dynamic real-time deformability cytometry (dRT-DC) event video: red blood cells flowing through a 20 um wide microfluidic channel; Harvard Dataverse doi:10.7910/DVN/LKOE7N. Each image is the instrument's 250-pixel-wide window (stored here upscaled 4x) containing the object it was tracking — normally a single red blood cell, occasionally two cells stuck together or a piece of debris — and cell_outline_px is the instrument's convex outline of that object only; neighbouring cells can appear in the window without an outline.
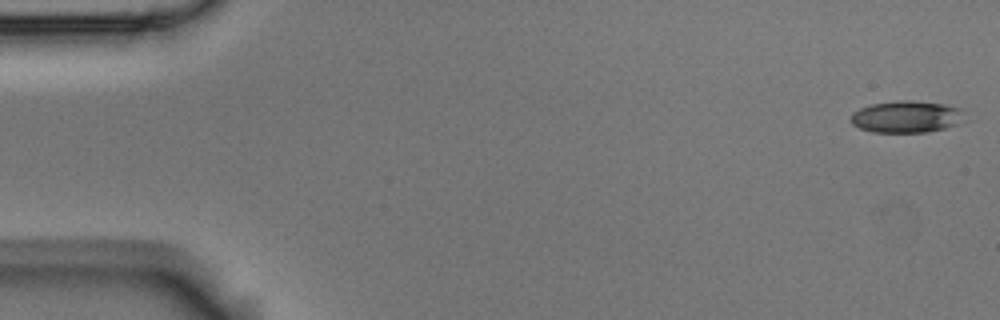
{"species": "Egyptian fruit bat (a non-hibernating species)", "species_latin": "Rousettus aegyptiacus", "temperature_condition": "room temperature", "stored_images_in_passage": 53, "camera_frame_rate_fps": 3000, "um_per_image_px": 0.085, "animal": {"sex": "male"}, "frame": {"image": 1, "passage_image": 1, "time_ms": 0.0, "image_size_px": [1000, 320], "cell_outline_px": [[960, 108], [956, 124], [944, 128], [928, 132], [872, 132], [860, 128], [852, 124], [848, 120], [852, 112], [860, 108], [872, 104], [896, 100], [912, 100], [944, 104]], "centroid_in_image_um": [76.9, 9.92], "position_along_channel_um": 8.1, "area_um2": 20.81}}
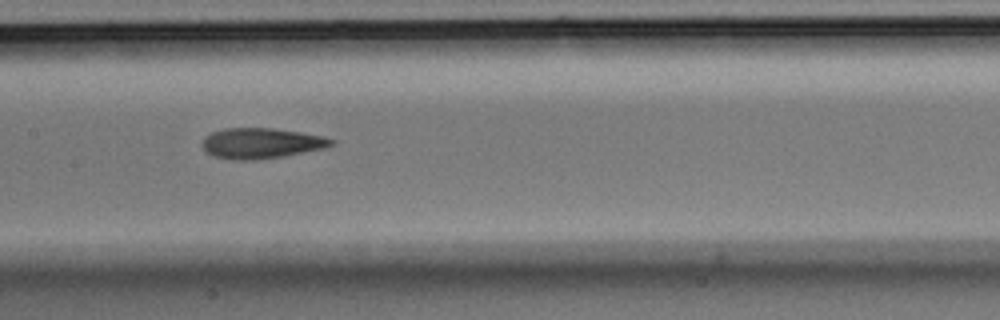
{"frame": {"image": 2, "passage_image": 26, "time_ms": 8.333, "image_size_px": [1000, 320], "cell_outline_px": [[336, 140], [332, 144], [324, 148], [284, 156], [256, 160], [232, 160], [212, 156], [204, 152], [200, 144], [204, 136], [212, 132], [224, 128], [272, 128], [300, 132], [320, 136]], "centroid_in_image_um": [22.11, 12.18], "position_along_channel_um": 185.3, "area_um2": 23.12}}
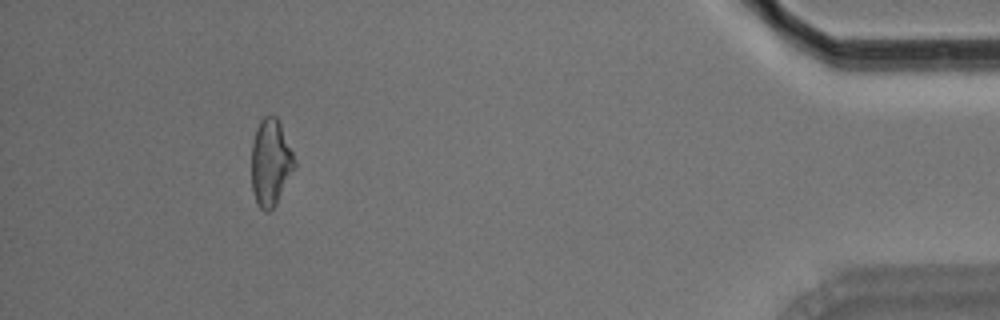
{"frame": {"image": 3, "passage_image": 49, "time_ms": 16.0, "image_size_px": [1000, 320], "cell_outline_px": [[296, 168], [276, 204], [268, 212], [264, 212], [260, 208], [252, 192], [252, 144], [256, 128], [260, 120], [264, 116], [276, 116], [280, 124], [292, 152], [296, 164]], "centroid_in_image_um": [23.0, 13.84], "position_along_channel_um": 412.2, "area_um2": 21.68}, "authors_computed_cell_mechanics": {"area_um2": 22.3108, "velocity_mm_per_s": 3.761, "shape_relaxation_time_tau1_ms": 6.2926, "shape_relaxation_time_tau2_ms": 4.1988, "deformation_change_tau1": 0.1586, "deformation_change_tau2": 0.1194}}